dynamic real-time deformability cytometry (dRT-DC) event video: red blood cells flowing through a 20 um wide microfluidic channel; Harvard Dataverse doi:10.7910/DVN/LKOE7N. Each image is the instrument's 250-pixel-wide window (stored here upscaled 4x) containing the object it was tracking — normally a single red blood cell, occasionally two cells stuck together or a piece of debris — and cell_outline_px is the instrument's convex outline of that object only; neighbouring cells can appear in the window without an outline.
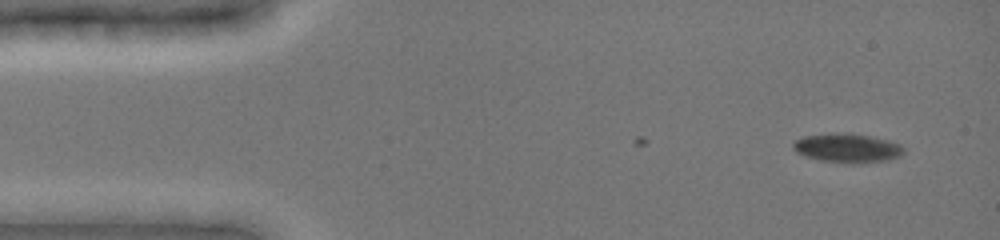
{"species": "common noctule bat (a hibernating species)", "species_latin": "Nyctalus noctula", "temperature_condition": "cold", "stored_images_in_passage": 2, "camera_frame_rate_fps": 3000, "um_per_image_px": 0.085, "animal": {"sex": "female", "body_mass_g": 19.0, "forearm_length_mm": 51.5}, "frame": {"image": 1, "passage_image": 2, "time_ms": 0.333, "image_size_px": [1000, 240], "cell_outline_px": [[904, 152], [900, 156], [884, 160], [860, 164], [820, 160], [804, 156], [796, 152], [792, 148], [792, 144], [796, 140], [804, 136], [868, 136], [888, 140], [900, 144], [904, 148]], "centroid_in_image_um": [72.05, 12.64], "position_along_channel_um": 13.0, "area_um2": 17.69}}